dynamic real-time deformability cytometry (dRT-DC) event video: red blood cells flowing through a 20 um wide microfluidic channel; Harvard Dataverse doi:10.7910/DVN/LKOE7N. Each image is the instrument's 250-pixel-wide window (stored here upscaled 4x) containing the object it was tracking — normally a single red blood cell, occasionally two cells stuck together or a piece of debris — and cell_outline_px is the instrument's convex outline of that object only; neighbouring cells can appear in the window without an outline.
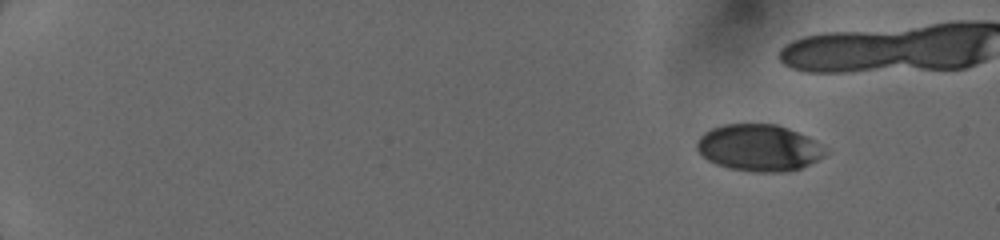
{"species": "human", "species_latin": "Homo sapiens", "temperature_condition": "cold", "stored_images_in_passage": 8, "camera_frame_rate_fps": 3000, "um_per_image_px": 0.085, "donor": {"sex": "female"}, "frame": {"image": 1, "passage_image": 1, "time_ms": 0.0, "image_size_px": [1000, 240], "cell_outline_px": [[820, 156], [816, 160], [800, 168], [784, 172], [756, 172], [728, 168], [716, 164], [708, 160], [696, 148], [696, 144], [700, 136], [704, 132], [712, 128], [724, 124], [780, 124], [812, 140]], "centroid_in_image_um": [64.35, 12.56], "position_along_channel_um": 20.6, "area_um2": 33.87}}